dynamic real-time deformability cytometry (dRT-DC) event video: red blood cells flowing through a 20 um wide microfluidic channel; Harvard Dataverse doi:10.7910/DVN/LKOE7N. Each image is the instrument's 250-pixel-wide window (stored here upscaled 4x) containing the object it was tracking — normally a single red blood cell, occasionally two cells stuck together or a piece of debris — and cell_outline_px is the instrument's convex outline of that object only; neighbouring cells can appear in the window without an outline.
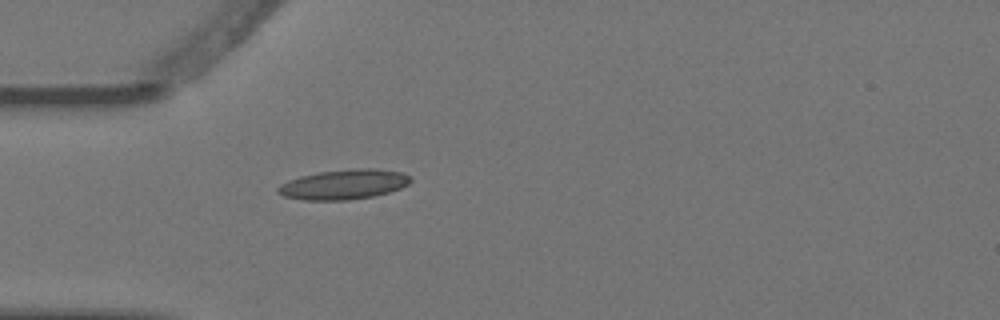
{"species": "Egyptian fruit bat (a non-hibernating species)", "species_latin": "Rousettus aegyptiacus", "temperature_condition": "warm", "stored_images_in_passage": 3, "camera_frame_rate_fps": 3000, "um_per_image_px": 0.085, "animal": {"sex": "female"}, "frame": {"image": 1, "passage_image": 3, "time_ms": 0.667, "image_size_px": [1000, 320], "cell_outline_px": [[412, 180], [408, 184], [400, 188], [388, 192], [372, 196], [348, 200], [304, 200], [284, 196], [276, 192], [276, 188], [280, 184], [288, 180], [300, 176], [320, 172], [356, 168], [376, 168], [400, 172], [408, 176]], "centroid_in_image_um": [29.19, 15.67], "position_along_channel_um": 55.8, "area_um2": 23.0}}